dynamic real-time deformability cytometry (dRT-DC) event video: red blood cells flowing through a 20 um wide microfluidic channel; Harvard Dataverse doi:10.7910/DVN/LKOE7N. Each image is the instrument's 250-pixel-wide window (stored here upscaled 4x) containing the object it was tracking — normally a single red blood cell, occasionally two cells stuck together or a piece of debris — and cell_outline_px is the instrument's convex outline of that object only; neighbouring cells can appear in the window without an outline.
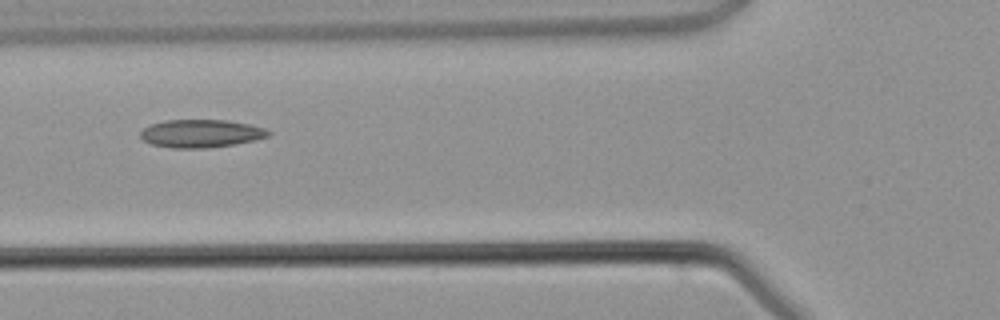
{"species": "common noctule bat (a hibernating species)", "species_latin": "Nyctalus noctula", "temperature_condition": "warm", "stored_images_in_passage": 4, "camera_frame_rate_fps": 3000, "um_per_image_px": 0.085, "animal": {"sex": "male", "body_mass_g": 21.5, "forearm_length_mm": 52.0}, "frame": {"image": 1, "passage_image": 3, "time_ms": 2.667, "image_size_px": [1000, 320], "cell_outline_px": [[272, 132], [268, 136], [256, 140], [232, 144], [204, 148], [176, 148], [152, 144], [144, 140], [140, 136], [140, 132], [144, 128], [152, 124], [164, 120], [228, 120], [248, 124], [264, 128]], "centroid_in_image_um": [17.09, 11.34], "position_along_channel_um": 108.7, "area_um2": 20.63}}
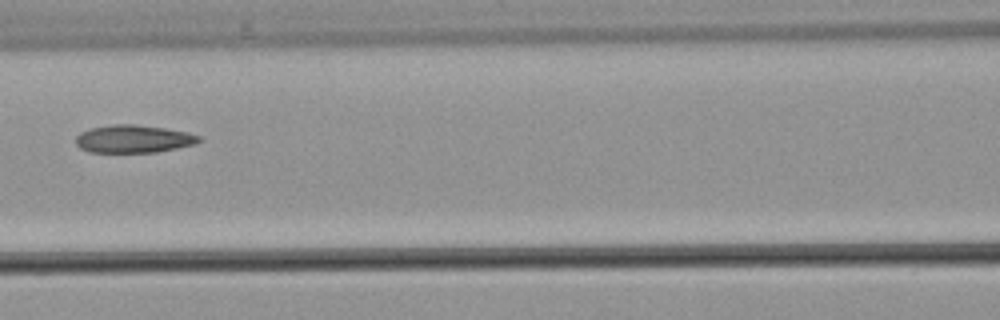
{"frame": {"image": 2, "passage_image": 4, "time_ms": 3.667, "image_size_px": [1000, 320], "cell_outline_px": [[200, 140], [196, 144], [156, 152], [88, 152], [80, 148], [76, 144], [76, 136], [80, 132], [92, 128], [112, 124], [132, 124], [164, 128], [188, 132], [200, 136]], "centroid_in_image_um": [11.33, 11.81], "position_along_channel_um": 155.3, "area_um2": 19.88}}